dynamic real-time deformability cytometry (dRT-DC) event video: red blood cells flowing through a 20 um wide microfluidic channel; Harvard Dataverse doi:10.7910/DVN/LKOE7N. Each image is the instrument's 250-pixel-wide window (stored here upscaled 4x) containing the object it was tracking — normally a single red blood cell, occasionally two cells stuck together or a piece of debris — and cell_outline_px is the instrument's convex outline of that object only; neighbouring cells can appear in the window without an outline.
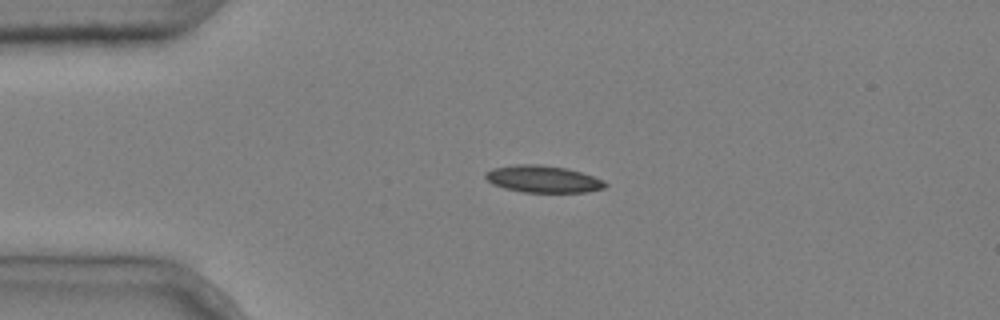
{"species": "common noctule bat (a hibernating species)", "species_latin": "Nyctalus noctula", "temperature_condition": "cold", "stored_images_in_passage": 4, "camera_frame_rate_fps": 3000, "um_per_image_px": 0.085, "animal": {"sex": "male", "body_mass_g": 20.4}, "frame": {"image": 1, "passage_image": 3, "time_ms": 0.667, "image_size_px": [1000, 320], "cell_outline_px": [[608, 184], [604, 188], [588, 192], [524, 192], [504, 188], [492, 184], [484, 176], [484, 172], [492, 168], [516, 164], [540, 164], [564, 168], [580, 172], [604, 180]], "centroid_in_image_um": [46.13, 15.22], "position_along_channel_um": 38.9, "area_um2": 18.84}}